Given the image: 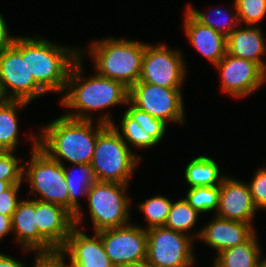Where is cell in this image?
<instances>
[{
	"instance_id": "34",
	"label": "cell",
	"mask_w": 266,
	"mask_h": 267,
	"mask_svg": "<svg viewBox=\"0 0 266 267\" xmlns=\"http://www.w3.org/2000/svg\"><path fill=\"white\" fill-rule=\"evenodd\" d=\"M32 267H70L67 264L66 254L61 249L51 251H36Z\"/></svg>"
},
{
	"instance_id": "13",
	"label": "cell",
	"mask_w": 266,
	"mask_h": 267,
	"mask_svg": "<svg viewBox=\"0 0 266 267\" xmlns=\"http://www.w3.org/2000/svg\"><path fill=\"white\" fill-rule=\"evenodd\" d=\"M215 67L220 72L222 92L237 99L253 94L266 82V71L259 64L227 53Z\"/></svg>"
},
{
	"instance_id": "6",
	"label": "cell",
	"mask_w": 266,
	"mask_h": 267,
	"mask_svg": "<svg viewBox=\"0 0 266 267\" xmlns=\"http://www.w3.org/2000/svg\"><path fill=\"white\" fill-rule=\"evenodd\" d=\"M32 143L30 161L24 164L23 178L30 184V192L39 195L34 199L58 204L69 211V189L63 165L52 159L38 146V137H29Z\"/></svg>"
},
{
	"instance_id": "32",
	"label": "cell",
	"mask_w": 266,
	"mask_h": 267,
	"mask_svg": "<svg viewBox=\"0 0 266 267\" xmlns=\"http://www.w3.org/2000/svg\"><path fill=\"white\" fill-rule=\"evenodd\" d=\"M22 161L15 156L14 151H0V180L22 184L24 166L19 165Z\"/></svg>"
},
{
	"instance_id": "17",
	"label": "cell",
	"mask_w": 266,
	"mask_h": 267,
	"mask_svg": "<svg viewBox=\"0 0 266 267\" xmlns=\"http://www.w3.org/2000/svg\"><path fill=\"white\" fill-rule=\"evenodd\" d=\"M255 231L253 224L215 216L196 232V238H200L213 250L216 249L218 254L225 249L245 242Z\"/></svg>"
},
{
	"instance_id": "12",
	"label": "cell",
	"mask_w": 266,
	"mask_h": 267,
	"mask_svg": "<svg viewBox=\"0 0 266 267\" xmlns=\"http://www.w3.org/2000/svg\"><path fill=\"white\" fill-rule=\"evenodd\" d=\"M97 233L114 267L146 262L147 233L142 226L128 224L123 227L100 230Z\"/></svg>"
},
{
	"instance_id": "24",
	"label": "cell",
	"mask_w": 266,
	"mask_h": 267,
	"mask_svg": "<svg viewBox=\"0 0 266 267\" xmlns=\"http://www.w3.org/2000/svg\"><path fill=\"white\" fill-rule=\"evenodd\" d=\"M217 162L208 156L198 155L188 162L184 177L189 188L204 186H220L225 175L220 174Z\"/></svg>"
},
{
	"instance_id": "26",
	"label": "cell",
	"mask_w": 266,
	"mask_h": 267,
	"mask_svg": "<svg viewBox=\"0 0 266 267\" xmlns=\"http://www.w3.org/2000/svg\"><path fill=\"white\" fill-rule=\"evenodd\" d=\"M120 124L121 126L119 127L114 121L111 125L117 130L129 148V144L132 145V147H137L139 149L150 148L158 144L150 134L146 133L126 112H124Z\"/></svg>"
},
{
	"instance_id": "42",
	"label": "cell",
	"mask_w": 266,
	"mask_h": 267,
	"mask_svg": "<svg viewBox=\"0 0 266 267\" xmlns=\"http://www.w3.org/2000/svg\"><path fill=\"white\" fill-rule=\"evenodd\" d=\"M7 100L4 93H3V90H2V87H1V84H0V102H3Z\"/></svg>"
},
{
	"instance_id": "31",
	"label": "cell",
	"mask_w": 266,
	"mask_h": 267,
	"mask_svg": "<svg viewBox=\"0 0 266 267\" xmlns=\"http://www.w3.org/2000/svg\"><path fill=\"white\" fill-rule=\"evenodd\" d=\"M240 24L257 26L266 15V0H234Z\"/></svg>"
},
{
	"instance_id": "27",
	"label": "cell",
	"mask_w": 266,
	"mask_h": 267,
	"mask_svg": "<svg viewBox=\"0 0 266 267\" xmlns=\"http://www.w3.org/2000/svg\"><path fill=\"white\" fill-rule=\"evenodd\" d=\"M234 13H226V11L221 9H215L214 13L217 16H220L219 18L222 19V21H217V19L213 20L210 15L207 14V12H201L200 10L193 8L188 4L187 10L202 24L207 25L208 27H211L216 32L221 33L226 38L240 25L239 19H238V13L236 4L234 2ZM225 13V14H224ZM223 15V17H222ZM227 15V16H226ZM232 15V16H231Z\"/></svg>"
},
{
	"instance_id": "4",
	"label": "cell",
	"mask_w": 266,
	"mask_h": 267,
	"mask_svg": "<svg viewBox=\"0 0 266 267\" xmlns=\"http://www.w3.org/2000/svg\"><path fill=\"white\" fill-rule=\"evenodd\" d=\"M79 57V48L27 36L28 71L46 93H64L70 70Z\"/></svg>"
},
{
	"instance_id": "7",
	"label": "cell",
	"mask_w": 266,
	"mask_h": 267,
	"mask_svg": "<svg viewBox=\"0 0 266 267\" xmlns=\"http://www.w3.org/2000/svg\"><path fill=\"white\" fill-rule=\"evenodd\" d=\"M128 184L95 181L88 189V211L95 232L130 224Z\"/></svg>"
},
{
	"instance_id": "23",
	"label": "cell",
	"mask_w": 266,
	"mask_h": 267,
	"mask_svg": "<svg viewBox=\"0 0 266 267\" xmlns=\"http://www.w3.org/2000/svg\"><path fill=\"white\" fill-rule=\"evenodd\" d=\"M30 104L23 100L7 99L0 102V151L17 150L18 145V111Z\"/></svg>"
},
{
	"instance_id": "30",
	"label": "cell",
	"mask_w": 266,
	"mask_h": 267,
	"mask_svg": "<svg viewBox=\"0 0 266 267\" xmlns=\"http://www.w3.org/2000/svg\"><path fill=\"white\" fill-rule=\"evenodd\" d=\"M127 104L130 107H128L125 112L132 119H134L146 133L150 134V136L159 144L166 133L167 124L162 120L154 118L147 112L139 110L129 101L127 102Z\"/></svg>"
},
{
	"instance_id": "22",
	"label": "cell",
	"mask_w": 266,
	"mask_h": 267,
	"mask_svg": "<svg viewBox=\"0 0 266 267\" xmlns=\"http://www.w3.org/2000/svg\"><path fill=\"white\" fill-rule=\"evenodd\" d=\"M262 255L256 231L243 243L216 254V267H257Z\"/></svg>"
},
{
	"instance_id": "29",
	"label": "cell",
	"mask_w": 266,
	"mask_h": 267,
	"mask_svg": "<svg viewBox=\"0 0 266 267\" xmlns=\"http://www.w3.org/2000/svg\"><path fill=\"white\" fill-rule=\"evenodd\" d=\"M219 186L191 187L184 199L188 204L201 213L217 211L219 202Z\"/></svg>"
},
{
	"instance_id": "10",
	"label": "cell",
	"mask_w": 266,
	"mask_h": 267,
	"mask_svg": "<svg viewBox=\"0 0 266 267\" xmlns=\"http://www.w3.org/2000/svg\"><path fill=\"white\" fill-rule=\"evenodd\" d=\"M182 88H165L138 81L129 88L128 101L164 123L184 124L185 110Z\"/></svg>"
},
{
	"instance_id": "41",
	"label": "cell",
	"mask_w": 266,
	"mask_h": 267,
	"mask_svg": "<svg viewBox=\"0 0 266 267\" xmlns=\"http://www.w3.org/2000/svg\"><path fill=\"white\" fill-rule=\"evenodd\" d=\"M122 267H151L146 262L138 265H128V266H122Z\"/></svg>"
},
{
	"instance_id": "25",
	"label": "cell",
	"mask_w": 266,
	"mask_h": 267,
	"mask_svg": "<svg viewBox=\"0 0 266 267\" xmlns=\"http://www.w3.org/2000/svg\"><path fill=\"white\" fill-rule=\"evenodd\" d=\"M199 215L201 214L193 209L184 198L180 199L172 203L164 227L188 234L186 232L196 225Z\"/></svg>"
},
{
	"instance_id": "1",
	"label": "cell",
	"mask_w": 266,
	"mask_h": 267,
	"mask_svg": "<svg viewBox=\"0 0 266 267\" xmlns=\"http://www.w3.org/2000/svg\"><path fill=\"white\" fill-rule=\"evenodd\" d=\"M111 116L108 112L98 117L97 127H94L93 121L62 115L43 126L38 135V146L62 165L63 160L72 164H90L99 133L114 122Z\"/></svg>"
},
{
	"instance_id": "8",
	"label": "cell",
	"mask_w": 266,
	"mask_h": 267,
	"mask_svg": "<svg viewBox=\"0 0 266 267\" xmlns=\"http://www.w3.org/2000/svg\"><path fill=\"white\" fill-rule=\"evenodd\" d=\"M0 84L6 99L30 103L47 94L28 71L27 36H16L13 43L0 53Z\"/></svg>"
},
{
	"instance_id": "36",
	"label": "cell",
	"mask_w": 266,
	"mask_h": 267,
	"mask_svg": "<svg viewBox=\"0 0 266 267\" xmlns=\"http://www.w3.org/2000/svg\"><path fill=\"white\" fill-rule=\"evenodd\" d=\"M14 38L15 36L10 35L6 20L0 13V53L13 43Z\"/></svg>"
},
{
	"instance_id": "2",
	"label": "cell",
	"mask_w": 266,
	"mask_h": 267,
	"mask_svg": "<svg viewBox=\"0 0 266 267\" xmlns=\"http://www.w3.org/2000/svg\"><path fill=\"white\" fill-rule=\"evenodd\" d=\"M82 63L83 57L80 56L73 64L60 101V105L74 110L65 112V117L94 121L91 111H104L111 106L127 105L129 88L122 82L101 76L97 72L86 78L83 75Z\"/></svg>"
},
{
	"instance_id": "11",
	"label": "cell",
	"mask_w": 266,
	"mask_h": 267,
	"mask_svg": "<svg viewBox=\"0 0 266 267\" xmlns=\"http://www.w3.org/2000/svg\"><path fill=\"white\" fill-rule=\"evenodd\" d=\"M165 43L146 44L139 81L165 88H182L186 65L180 49H170Z\"/></svg>"
},
{
	"instance_id": "9",
	"label": "cell",
	"mask_w": 266,
	"mask_h": 267,
	"mask_svg": "<svg viewBox=\"0 0 266 267\" xmlns=\"http://www.w3.org/2000/svg\"><path fill=\"white\" fill-rule=\"evenodd\" d=\"M147 233L146 263L151 267H192L195 262L193 240L196 234H184L164 226Z\"/></svg>"
},
{
	"instance_id": "19",
	"label": "cell",
	"mask_w": 266,
	"mask_h": 267,
	"mask_svg": "<svg viewBox=\"0 0 266 267\" xmlns=\"http://www.w3.org/2000/svg\"><path fill=\"white\" fill-rule=\"evenodd\" d=\"M185 12L183 26L188 41L215 66L226 54L227 38L200 23L187 9Z\"/></svg>"
},
{
	"instance_id": "40",
	"label": "cell",
	"mask_w": 266,
	"mask_h": 267,
	"mask_svg": "<svg viewBox=\"0 0 266 267\" xmlns=\"http://www.w3.org/2000/svg\"><path fill=\"white\" fill-rule=\"evenodd\" d=\"M257 267H266V257L265 259L260 257Z\"/></svg>"
},
{
	"instance_id": "28",
	"label": "cell",
	"mask_w": 266,
	"mask_h": 267,
	"mask_svg": "<svg viewBox=\"0 0 266 267\" xmlns=\"http://www.w3.org/2000/svg\"><path fill=\"white\" fill-rule=\"evenodd\" d=\"M172 203V200H169L166 196H158L157 194V196L148 198L139 204V209L143 212L147 224L143 228L148 230L153 227L164 226Z\"/></svg>"
},
{
	"instance_id": "33",
	"label": "cell",
	"mask_w": 266,
	"mask_h": 267,
	"mask_svg": "<svg viewBox=\"0 0 266 267\" xmlns=\"http://www.w3.org/2000/svg\"><path fill=\"white\" fill-rule=\"evenodd\" d=\"M248 186L257 209L266 211V167L257 169Z\"/></svg>"
},
{
	"instance_id": "20",
	"label": "cell",
	"mask_w": 266,
	"mask_h": 267,
	"mask_svg": "<svg viewBox=\"0 0 266 267\" xmlns=\"http://www.w3.org/2000/svg\"><path fill=\"white\" fill-rule=\"evenodd\" d=\"M239 25L228 37L226 42V53L253 61L266 71V63L262 59L266 53V42L264 34L259 27Z\"/></svg>"
},
{
	"instance_id": "14",
	"label": "cell",
	"mask_w": 266,
	"mask_h": 267,
	"mask_svg": "<svg viewBox=\"0 0 266 267\" xmlns=\"http://www.w3.org/2000/svg\"><path fill=\"white\" fill-rule=\"evenodd\" d=\"M216 216L253 224L255 206L248 183L226 175L221 183Z\"/></svg>"
},
{
	"instance_id": "38",
	"label": "cell",
	"mask_w": 266,
	"mask_h": 267,
	"mask_svg": "<svg viewBox=\"0 0 266 267\" xmlns=\"http://www.w3.org/2000/svg\"><path fill=\"white\" fill-rule=\"evenodd\" d=\"M0 267H27L24 262L12 258L9 255L3 254L0 251Z\"/></svg>"
},
{
	"instance_id": "37",
	"label": "cell",
	"mask_w": 266,
	"mask_h": 267,
	"mask_svg": "<svg viewBox=\"0 0 266 267\" xmlns=\"http://www.w3.org/2000/svg\"><path fill=\"white\" fill-rule=\"evenodd\" d=\"M12 232L11 216L0 214V240Z\"/></svg>"
},
{
	"instance_id": "18",
	"label": "cell",
	"mask_w": 266,
	"mask_h": 267,
	"mask_svg": "<svg viewBox=\"0 0 266 267\" xmlns=\"http://www.w3.org/2000/svg\"><path fill=\"white\" fill-rule=\"evenodd\" d=\"M15 240L23 251H51L55 248L38 232L35 199L20 200L11 217Z\"/></svg>"
},
{
	"instance_id": "3",
	"label": "cell",
	"mask_w": 266,
	"mask_h": 267,
	"mask_svg": "<svg viewBox=\"0 0 266 267\" xmlns=\"http://www.w3.org/2000/svg\"><path fill=\"white\" fill-rule=\"evenodd\" d=\"M145 47L144 42L109 37L91 42L88 51L80 48V56L88 52L95 63L94 71L130 88L139 81Z\"/></svg>"
},
{
	"instance_id": "35",
	"label": "cell",
	"mask_w": 266,
	"mask_h": 267,
	"mask_svg": "<svg viewBox=\"0 0 266 267\" xmlns=\"http://www.w3.org/2000/svg\"><path fill=\"white\" fill-rule=\"evenodd\" d=\"M21 184H12L6 191L0 194V214L11 216L18 206V190Z\"/></svg>"
},
{
	"instance_id": "39",
	"label": "cell",
	"mask_w": 266,
	"mask_h": 267,
	"mask_svg": "<svg viewBox=\"0 0 266 267\" xmlns=\"http://www.w3.org/2000/svg\"><path fill=\"white\" fill-rule=\"evenodd\" d=\"M11 185L10 182L0 180V194L6 191Z\"/></svg>"
},
{
	"instance_id": "15",
	"label": "cell",
	"mask_w": 266,
	"mask_h": 267,
	"mask_svg": "<svg viewBox=\"0 0 266 267\" xmlns=\"http://www.w3.org/2000/svg\"><path fill=\"white\" fill-rule=\"evenodd\" d=\"M74 226L61 250L69 255L70 267H114L97 232L90 237Z\"/></svg>"
},
{
	"instance_id": "5",
	"label": "cell",
	"mask_w": 266,
	"mask_h": 267,
	"mask_svg": "<svg viewBox=\"0 0 266 267\" xmlns=\"http://www.w3.org/2000/svg\"><path fill=\"white\" fill-rule=\"evenodd\" d=\"M141 160L127 146L112 125H107L98 135L90 165L96 181L129 185V179Z\"/></svg>"
},
{
	"instance_id": "21",
	"label": "cell",
	"mask_w": 266,
	"mask_h": 267,
	"mask_svg": "<svg viewBox=\"0 0 266 267\" xmlns=\"http://www.w3.org/2000/svg\"><path fill=\"white\" fill-rule=\"evenodd\" d=\"M74 168L63 165L65 179L69 189V212L74 216V224H83L82 207H80L79 197H86L88 189L96 181L92 166L90 164H73Z\"/></svg>"
},
{
	"instance_id": "16",
	"label": "cell",
	"mask_w": 266,
	"mask_h": 267,
	"mask_svg": "<svg viewBox=\"0 0 266 267\" xmlns=\"http://www.w3.org/2000/svg\"><path fill=\"white\" fill-rule=\"evenodd\" d=\"M38 232L55 248L61 249L70 235L74 216L64 207L35 199Z\"/></svg>"
}]
</instances>
